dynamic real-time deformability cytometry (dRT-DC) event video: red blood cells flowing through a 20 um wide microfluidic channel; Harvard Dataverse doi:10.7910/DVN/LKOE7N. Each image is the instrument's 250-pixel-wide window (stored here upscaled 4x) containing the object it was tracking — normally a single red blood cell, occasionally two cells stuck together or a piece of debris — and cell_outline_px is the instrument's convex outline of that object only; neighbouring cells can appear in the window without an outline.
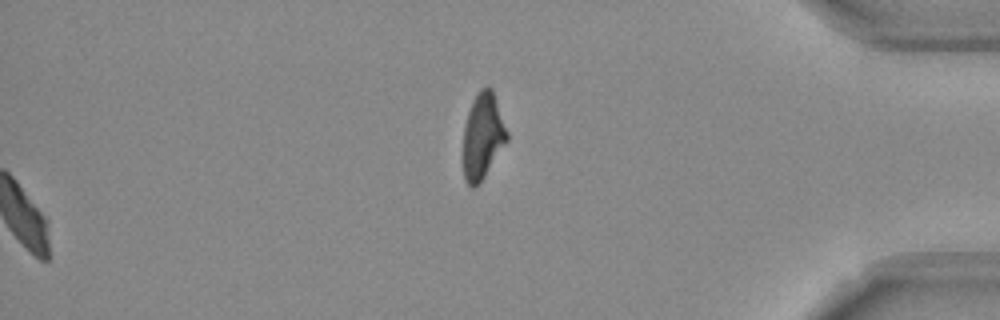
{"species": "Egyptian fruit bat (a non-hibernating species)", "species_latin": "Rousettus aegyptiacus", "temperature_condition": "room temperature", "stored_images_in_passage": 54, "segment_of_instrument_passage": [2, 2], "camera_frame_rate_fps": 3000, "um_per_image_px": 0.085, "frame": {"image": 1, "passage_image": 54, "time_ms": 17.667, "image_size_px": [1000, 320], "cell_outline_px": [[508, 140], [484, 176], [472, 188], [464, 180], [460, 156], [464, 124], [472, 100], [476, 92], [480, 88], [492, 88], [508, 132]], "centroid_in_image_um": [40.97, 11.58], "position_along_channel_um": 394.2, "area_um2": 22.43}}